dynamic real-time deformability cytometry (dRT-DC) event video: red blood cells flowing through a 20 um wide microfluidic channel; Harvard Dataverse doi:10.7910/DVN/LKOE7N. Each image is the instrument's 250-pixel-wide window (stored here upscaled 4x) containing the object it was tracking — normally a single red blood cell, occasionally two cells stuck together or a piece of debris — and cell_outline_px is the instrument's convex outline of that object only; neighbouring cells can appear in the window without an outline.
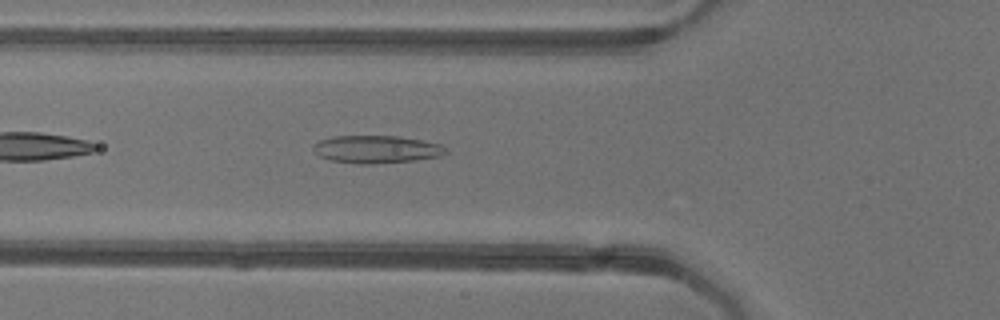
{"species": "common noctule bat (a hibernating species)", "species_latin": "Nyctalus noctula", "temperature_condition": "warm", "stored_images_in_passage": 32, "camera_frame_rate_fps": 3000, "um_per_image_px": 0.085, "animal": {"sex": "female"}, "frame": {"image": 1, "passage_image": 5, "time_ms": 1.333, "image_size_px": [1000, 320], "cell_outline_px": [[448, 152], [440, 156], [416, 160], [372, 164], [360, 164], [332, 160], [320, 156], [312, 148], [312, 144], [320, 140], [332, 136], [400, 136], [440, 144], [448, 148]], "centroid_in_image_um": [32.01, 12.68], "position_along_channel_um": 93.8, "area_um2": 21.39}, "authors_computed_cell_mechanics": {"area_um2": 19.941, "velocity_mm_per_s": 3.9339, "shape_relaxation_time_tau1_ms": null, "shape_relaxation_time_tau2_ms": 1.0983, "deformation_change_tau1": null, "deformation_change_tau2": 0.0973}}